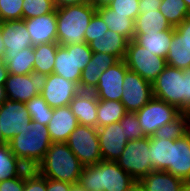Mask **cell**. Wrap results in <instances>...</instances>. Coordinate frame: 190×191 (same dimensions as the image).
I'll list each match as a JSON object with an SVG mask.
<instances>
[{
  "label": "cell",
  "instance_id": "cell-51",
  "mask_svg": "<svg viewBox=\"0 0 190 191\" xmlns=\"http://www.w3.org/2000/svg\"><path fill=\"white\" fill-rule=\"evenodd\" d=\"M4 54H5V49H4L3 40L0 34V66L5 63Z\"/></svg>",
  "mask_w": 190,
  "mask_h": 191
},
{
  "label": "cell",
  "instance_id": "cell-36",
  "mask_svg": "<svg viewBox=\"0 0 190 191\" xmlns=\"http://www.w3.org/2000/svg\"><path fill=\"white\" fill-rule=\"evenodd\" d=\"M25 107L32 121L47 125L52 118L53 109L40 94L25 102Z\"/></svg>",
  "mask_w": 190,
  "mask_h": 191
},
{
  "label": "cell",
  "instance_id": "cell-10",
  "mask_svg": "<svg viewBox=\"0 0 190 191\" xmlns=\"http://www.w3.org/2000/svg\"><path fill=\"white\" fill-rule=\"evenodd\" d=\"M143 133L150 137L162 125L172 122L182 112L175 106L153 97L139 111L135 112Z\"/></svg>",
  "mask_w": 190,
  "mask_h": 191
},
{
  "label": "cell",
  "instance_id": "cell-34",
  "mask_svg": "<svg viewBox=\"0 0 190 191\" xmlns=\"http://www.w3.org/2000/svg\"><path fill=\"white\" fill-rule=\"evenodd\" d=\"M27 169L10 150L8 143L0 146V181L20 176Z\"/></svg>",
  "mask_w": 190,
  "mask_h": 191
},
{
  "label": "cell",
  "instance_id": "cell-55",
  "mask_svg": "<svg viewBox=\"0 0 190 191\" xmlns=\"http://www.w3.org/2000/svg\"><path fill=\"white\" fill-rule=\"evenodd\" d=\"M182 191H190V181L189 182H185Z\"/></svg>",
  "mask_w": 190,
  "mask_h": 191
},
{
  "label": "cell",
  "instance_id": "cell-31",
  "mask_svg": "<svg viewBox=\"0 0 190 191\" xmlns=\"http://www.w3.org/2000/svg\"><path fill=\"white\" fill-rule=\"evenodd\" d=\"M126 113L121 101L98 99L96 128L119 122Z\"/></svg>",
  "mask_w": 190,
  "mask_h": 191
},
{
  "label": "cell",
  "instance_id": "cell-28",
  "mask_svg": "<svg viewBox=\"0 0 190 191\" xmlns=\"http://www.w3.org/2000/svg\"><path fill=\"white\" fill-rule=\"evenodd\" d=\"M4 61L8 73L25 75L34 70V47H27L16 54H4Z\"/></svg>",
  "mask_w": 190,
  "mask_h": 191
},
{
  "label": "cell",
  "instance_id": "cell-41",
  "mask_svg": "<svg viewBox=\"0 0 190 191\" xmlns=\"http://www.w3.org/2000/svg\"><path fill=\"white\" fill-rule=\"evenodd\" d=\"M109 30L102 17L95 12L84 33L85 41L89 44L92 40L102 37Z\"/></svg>",
  "mask_w": 190,
  "mask_h": 191
},
{
  "label": "cell",
  "instance_id": "cell-47",
  "mask_svg": "<svg viewBox=\"0 0 190 191\" xmlns=\"http://www.w3.org/2000/svg\"><path fill=\"white\" fill-rule=\"evenodd\" d=\"M56 8H60L68 5H78L88 3L89 0H53Z\"/></svg>",
  "mask_w": 190,
  "mask_h": 191
},
{
  "label": "cell",
  "instance_id": "cell-39",
  "mask_svg": "<svg viewBox=\"0 0 190 191\" xmlns=\"http://www.w3.org/2000/svg\"><path fill=\"white\" fill-rule=\"evenodd\" d=\"M23 0H0L2 22L22 20Z\"/></svg>",
  "mask_w": 190,
  "mask_h": 191
},
{
  "label": "cell",
  "instance_id": "cell-38",
  "mask_svg": "<svg viewBox=\"0 0 190 191\" xmlns=\"http://www.w3.org/2000/svg\"><path fill=\"white\" fill-rule=\"evenodd\" d=\"M120 124L128 141L147 137L139 125L135 112H127L120 120Z\"/></svg>",
  "mask_w": 190,
  "mask_h": 191
},
{
  "label": "cell",
  "instance_id": "cell-2",
  "mask_svg": "<svg viewBox=\"0 0 190 191\" xmlns=\"http://www.w3.org/2000/svg\"><path fill=\"white\" fill-rule=\"evenodd\" d=\"M83 167L66 143L53 142L35 170L43 177L77 184Z\"/></svg>",
  "mask_w": 190,
  "mask_h": 191
},
{
  "label": "cell",
  "instance_id": "cell-18",
  "mask_svg": "<svg viewBox=\"0 0 190 191\" xmlns=\"http://www.w3.org/2000/svg\"><path fill=\"white\" fill-rule=\"evenodd\" d=\"M33 47L57 42L56 10L50 14L24 19Z\"/></svg>",
  "mask_w": 190,
  "mask_h": 191
},
{
  "label": "cell",
  "instance_id": "cell-17",
  "mask_svg": "<svg viewBox=\"0 0 190 191\" xmlns=\"http://www.w3.org/2000/svg\"><path fill=\"white\" fill-rule=\"evenodd\" d=\"M5 54H16L27 47H33L24 20H13L0 24Z\"/></svg>",
  "mask_w": 190,
  "mask_h": 191
},
{
  "label": "cell",
  "instance_id": "cell-1",
  "mask_svg": "<svg viewBox=\"0 0 190 191\" xmlns=\"http://www.w3.org/2000/svg\"><path fill=\"white\" fill-rule=\"evenodd\" d=\"M52 143L47 125L31 121L8 145L11 152L27 168L35 169Z\"/></svg>",
  "mask_w": 190,
  "mask_h": 191
},
{
  "label": "cell",
  "instance_id": "cell-4",
  "mask_svg": "<svg viewBox=\"0 0 190 191\" xmlns=\"http://www.w3.org/2000/svg\"><path fill=\"white\" fill-rule=\"evenodd\" d=\"M134 181L116 161L102 160L84 166L78 184L86 191H127Z\"/></svg>",
  "mask_w": 190,
  "mask_h": 191
},
{
  "label": "cell",
  "instance_id": "cell-24",
  "mask_svg": "<svg viewBox=\"0 0 190 191\" xmlns=\"http://www.w3.org/2000/svg\"><path fill=\"white\" fill-rule=\"evenodd\" d=\"M174 30H165L157 33L134 34V41L146 48L154 55L166 58Z\"/></svg>",
  "mask_w": 190,
  "mask_h": 191
},
{
  "label": "cell",
  "instance_id": "cell-53",
  "mask_svg": "<svg viewBox=\"0 0 190 191\" xmlns=\"http://www.w3.org/2000/svg\"><path fill=\"white\" fill-rule=\"evenodd\" d=\"M69 191H86V190L77 183V184H72Z\"/></svg>",
  "mask_w": 190,
  "mask_h": 191
},
{
  "label": "cell",
  "instance_id": "cell-11",
  "mask_svg": "<svg viewBox=\"0 0 190 191\" xmlns=\"http://www.w3.org/2000/svg\"><path fill=\"white\" fill-rule=\"evenodd\" d=\"M46 79V74L35 70L25 75L9 73L4 85L7 98L19 102H28L40 94L46 84Z\"/></svg>",
  "mask_w": 190,
  "mask_h": 191
},
{
  "label": "cell",
  "instance_id": "cell-33",
  "mask_svg": "<svg viewBox=\"0 0 190 191\" xmlns=\"http://www.w3.org/2000/svg\"><path fill=\"white\" fill-rule=\"evenodd\" d=\"M59 44L57 42L43 43L34 47V70L46 75L53 73L55 55Z\"/></svg>",
  "mask_w": 190,
  "mask_h": 191
},
{
  "label": "cell",
  "instance_id": "cell-52",
  "mask_svg": "<svg viewBox=\"0 0 190 191\" xmlns=\"http://www.w3.org/2000/svg\"><path fill=\"white\" fill-rule=\"evenodd\" d=\"M7 99V94L4 85H0V106L4 103Z\"/></svg>",
  "mask_w": 190,
  "mask_h": 191
},
{
  "label": "cell",
  "instance_id": "cell-25",
  "mask_svg": "<svg viewBox=\"0 0 190 191\" xmlns=\"http://www.w3.org/2000/svg\"><path fill=\"white\" fill-rule=\"evenodd\" d=\"M146 191H182L185 184L180 178L166 171H152L139 180Z\"/></svg>",
  "mask_w": 190,
  "mask_h": 191
},
{
  "label": "cell",
  "instance_id": "cell-5",
  "mask_svg": "<svg viewBox=\"0 0 190 191\" xmlns=\"http://www.w3.org/2000/svg\"><path fill=\"white\" fill-rule=\"evenodd\" d=\"M95 12L89 2L56 8L57 43L62 46L86 43L84 33Z\"/></svg>",
  "mask_w": 190,
  "mask_h": 191
},
{
  "label": "cell",
  "instance_id": "cell-9",
  "mask_svg": "<svg viewBox=\"0 0 190 191\" xmlns=\"http://www.w3.org/2000/svg\"><path fill=\"white\" fill-rule=\"evenodd\" d=\"M116 162L135 180L154 171L150 161L149 137L128 141Z\"/></svg>",
  "mask_w": 190,
  "mask_h": 191
},
{
  "label": "cell",
  "instance_id": "cell-45",
  "mask_svg": "<svg viewBox=\"0 0 190 191\" xmlns=\"http://www.w3.org/2000/svg\"><path fill=\"white\" fill-rule=\"evenodd\" d=\"M72 184L46 178V191H69Z\"/></svg>",
  "mask_w": 190,
  "mask_h": 191
},
{
  "label": "cell",
  "instance_id": "cell-12",
  "mask_svg": "<svg viewBox=\"0 0 190 191\" xmlns=\"http://www.w3.org/2000/svg\"><path fill=\"white\" fill-rule=\"evenodd\" d=\"M121 103L127 112H137L153 98L152 83L128 70L123 80Z\"/></svg>",
  "mask_w": 190,
  "mask_h": 191
},
{
  "label": "cell",
  "instance_id": "cell-44",
  "mask_svg": "<svg viewBox=\"0 0 190 191\" xmlns=\"http://www.w3.org/2000/svg\"><path fill=\"white\" fill-rule=\"evenodd\" d=\"M174 30L182 36V39L190 48V15L174 27Z\"/></svg>",
  "mask_w": 190,
  "mask_h": 191
},
{
  "label": "cell",
  "instance_id": "cell-30",
  "mask_svg": "<svg viewBox=\"0 0 190 191\" xmlns=\"http://www.w3.org/2000/svg\"><path fill=\"white\" fill-rule=\"evenodd\" d=\"M151 167L155 171H166L170 166L171 140L149 137Z\"/></svg>",
  "mask_w": 190,
  "mask_h": 191
},
{
  "label": "cell",
  "instance_id": "cell-21",
  "mask_svg": "<svg viewBox=\"0 0 190 191\" xmlns=\"http://www.w3.org/2000/svg\"><path fill=\"white\" fill-rule=\"evenodd\" d=\"M76 116L72 113L69 105L53 109V115L47 124L52 142L65 143L70 133L78 126Z\"/></svg>",
  "mask_w": 190,
  "mask_h": 191
},
{
  "label": "cell",
  "instance_id": "cell-56",
  "mask_svg": "<svg viewBox=\"0 0 190 191\" xmlns=\"http://www.w3.org/2000/svg\"><path fill=\"white\" fill-rule=\"evenodd\" d=\"M190 11V0H183Z\"/></svg>",
  "mask_w": 190,
  "mask_h": 191
},
{
  "label": "cell",
  "instance_id": "cell-14",
  "mask_svg": "<svg viewBox=\"0 0 190 191\" xmlns=\"http://www.w3.org/2000/svg\"><path fill=\"white\" fill-rule=\"evenodd\" d=\"M77 83L67 80L62 76L51 73L47 75L46 84L40 95L52 108L67 106L71 100L80 92Z\"/></svg>",
  "mask_w": 190,
  "mask_h": 191
},
{
  "label": "cell",
  "instance_id": "cell-40",
  "mask_svg": "<svg viewBox=\"0 0 190 191\" xmlns=\"http://www.w3.org/2000/svg\"><path fill=\"white\" fill-rule=\"evenodd\" d=\"M115 11V14L127 15L128 18L136 20L139 13V0H113L107 5Z\"/></svg>",
  "mask_w": 190,
  "mask_h": 191
},
{
  "label": "cell",
  "instance_id": "cell-27",
  "mask_svg": "<svg viewBox=\"0 0 190 191\" xmlns=\"http://www.w3.org/2000/svg\"><path fill=\"white\" fill-rule=\"evenodd\" d=\"M165 30H174V27L159 9L146 11L136 17L134 34L157 33Z\"/></svg>",
  "mask_w": 190,
  "mask_h": 191
},
{
  "label": "cell",
  "instance_id": "cell-7",
  "mask_svg": "<svg viewBox=\"0 0 190 191\" xmlns=\"http://www.w3.org/2000/svg\"><path fill=\"white\" fill-rule=\"evenodd\" d=\"M124 61L129 70L153 83L167 66L166 59L137 44L133 39L128 42Z\"/></svg>",
  "mask_w": 190,
  "mask_h": 191
},
{
  "label": "cell",
  "instance_id": "cell-15",
  "mask_svg": "<svg viewBox=\"0 0 190 191\" xmlns=\"http://www.w3.org/2000/svg\"><path fill=\"white\" fill-rule=\"evenodd\" d=\"M128 70L124 60H119L105 70L99 78L98 85L93 90L97 99L120 101L124 76Z\"/></svg>",
  "mask_w": 190,
  "mask_h": 191
},
{
  "label": "cell",
  "instance_id": "cell-37",
  "mask_svg": "<svg viewBox=\"0 0 190 191\" xmlns=\"http://www.w3.org/2000/svg\"><path fill=\"white\" fill-rule=\"evenodd\" d=\"M56 10L53 0H23L22 19L50 14Z\"/></svg>",
  "mask_w": 190,
  "mask_h": 191
},
{
  "label": "cell",
  "instance_id": "cell-26",
  "mask_svg": "<svg viewBox=\"0 0 190 191\" xmlns=\"http://www.w3.org/2000/svg\"><path fill=\"white\" fill-rule=\"evenodd\" d=\"M96 12L111 31L124 36L128 41L134 39L135 20L128 18L127 15L115 14V11L108 6L99 7Z\"/></svg>",
  "mask_w": 190,
  "mask_h": 191
},
{
  "label": "cell",
  "instance_id": "cell-20",
  "mask_svg": "<svg viewBox=\"0 0 190 191\" xmlns=\"http://www.w3.org/2000/svg\"><path fill=\"white\" fill-rule=\"evenodd\" d=\"M118 61L119 59L111 54L93 52L91 60L81 72L80 90L93 91L101 74Z\"/></svg>",
  "mask_w": 190,
  "mask_h": 191
},
{
  "label": "cell",
  "instance_id": "cell-29",
  "mask_svg": "<svg viewBox=\"0 0 190 191\" xmlns=\"http://www.w3.org/2000/svg\"><path fill=\"white\" fill-rule=\"evenodd\" d=\"M165 59L167 65L174 68L183 70L190 67V48L175 30Z\"/></svg>",
  "mask_w": 190,
  "mask_h": 191
},
{
  "label": "cell",
  "instance_id": "cell-35",
  "mask_svg": "<svg viewBox=\"0 0 190 191\" xmlns=\"http://www.w3.org/2000/svg\"><path fill=\"white\" fill-rule=\"evenodd\" d=\"M159 11L172 27H176L190 15V11L183 0H162Z\"/></svg>",
  "mask_w": 190,
  "mask_h": 191
},
{
  "label": "cell",
  "instance_id": "cell-48",
  "mask_svg": "<svg viewBox=\"0 0 190 191\" xmlns=\"http://www.w3.org/2000/svg\"><path fill=\"white\" fill-rule=\"evenodd\" d=\"M8 70L6 68L5 63L0 66V85H5V81L7 80Z\"/></svg>",
  "mask_w": 190,
  "mask_h": 191
},
{
  "label": "cell",
  "instance_id": "cell-3",
  "mask_svg": "<svg viewBox=\"0 0 190 191\" xmlns=\"http://www.w3.org/2000/svg\"><path fill=\"white\" fill-rule=\"evenodd\" d=\"M153 97L175 106L182 113L190 111V67L166 66L152 83Z\"/></svg>",
  "mask_w": 190,
  "mask_h": 191
},
{
  "label": "cell",
  "instance_id": "cell-13",
  "mask_svg": "<svg viewBox=\"0 0 190 191\" xmlns=\"http://www.w3.org/2000/svg\"><path fill=\"white\" fill-rule=\"evenodd\" d=\"M32 121L25 102L6 99L0 106V125L4 140L8 143Z\"/></svg>",
  "mask_w": 190,
  "mask_h": 191
},
{
  "label": "cell",
  "instance_id": "cell-49",
  "mask_svg": "<svg viewBox=\"0 0 190 191\" xmlns=\"http://www.w3.org/2000/svg\"><path fill=\"white\" fill-rule=\"evenodd\" d=\"M113 0H89V3L94 7V8H99L102 6H107L110 4Z\"/></svg>",
  "mask_w": 190,
  "mask_h": 191
},
{
  "label": "cell",
  "instance_id": "cell-46",
  "mask_svg": "<svg viewBox=\"0 0 190 191\" xmlns=\"http://www.w3.org/2000/svg\"><path fill=\"white\" fill-rule=\"evenodd\" d=\"M162 0H139V13L146 11L158 10Z\"/></svg>",
  "mask_w": 190,
  "mask_h": 191
},
{
  "label": "cell",
  "instance_id": "cell-8",
  "mask_svg": "<svg viewBox=\"0 0 190 191\" xmlns=\"http://www.w3.org/2000/svg\"><path fill=\"white\" fill-rule=\"evenodd\" d=\"M65 143L83 166L94 165L103 160L95 127L78 125Z\"/></svg>",
  "mask_w": 190,
  "mask_h": 191
},
{
  "label": "cell",
  "instance_id": "cell-32",
  "mask_svg": "<svg viewBox=\"0 0 190 191\" xmlns=\"http://www.w3.org/2000/svg\"><path fill=\"white\" fill-rule=\"evenodd\" d=\"M190 132V118L188 113H181L172 122L162 125L150 138L176 140Z\"/></svg>",
  "mask_w": 190,
  "mask_h": 191
},
{
  "label": "cell",
  "instance_id": "cell-16",
  "mask_svg": "<svg viewBox=\"0 0 190 191\" xmlns=\"http://www.w3.org/2000/svg\"><path fill=\"white\" fill-rule=\"evenodd\" d=\"M97 133L103 160L116 161L128 143L120 121L97 128Z\"/></svg>",
  "mask_w": 190,
  "mask_h": 191
},
{
  "label": "cell",
  "instance_id": "cell-23",
  "mask_svg": "<svg viewBox=\"0 0 190 191\" xmlns=\"http://www.w3.org/2000/svg\"><path fill=\"white\" fill-rule=\"evenodd\" d=\"M128 42L124 36L109 29L102 37L92 40L89 48L92 52L111 54L119 60H124Z\"/></svg>",
  "mask_w": 190,
  "mask_h": 191
},
{
  "label": "cell",
  "instance_id": "cell-6",
  "mask_svg": "<svg viewBox=\"0 0 190 191\" xmlns=\"http://www.w3.org/2000/svg\"><path fill=\"white\" fill-rule=\"evenodd\" d=\"M93 55L89 44L59 45L55 55L53 73L79 85L81 72Z\"/></svg>",
  "mask_w": 190,
  "mask_h": 191
},
{
  "label": "cell",
  "instance_id": "cell-22",
  "mask_svg": "<svg viewBox=\"0 0 190 191\" xmlns=\"http://www.w3.org/2000/svg\"><path fill=\"white\" fill-rule=\"evenodd\" d=\"M79 125L96 128L98 99L93 91L81 90L69 103Z\"/></svg>",
  "mask_w": 190,
  "mask_h": 191
},
{
  "label": "cell",
  "instance_id": "cell-19",
  "mask_svg": "<svg viewBox=\"0 0 190 191\" xmlns=\"http://www.w3.org/2000/svg\"><path fill=\"white\" fill-rule=\"evenodd\" d=\"M166 172L185 182L190 181V132L171 140L170 166Z\"/></svg>",
  "mask_w": 190,
  "mask_h": 191
},
{
  "label": "cell",
  "instance_id": "cell-43",
  "mask_svg": "<svg viewBox=\"0 0 190 191\" xmlns=\"http://www.w3.org/2000/svg\"><path fill=\"white\" fill-rule=\"evenodd\" d=\"M25 185V171L17 177L0 181V191H23Z\"/></svg>",
  "mask_w": 190,
  "mask_h": 191
},
{
  "label": "cell",
  "instance_id": "cell-42",
  "mask_svg": "<svg viewBox=\"0 0 190 191\" xmlns=\"http://www.w3.org/2000/svg\"><path fill=\"white\" fill-rule=\"evenodd\" d=\"M23 191H46V177L41 176L35 169L27 168Z\"/></svg>",
  "mask_w": 190,
  "mask_h": 191
},
{
  "label": "cell",
  "instance_id": "cell-50",
  "mask_svg": "<svg viewBox=\"0 0 190 191\" xmlns=\"http://www.w3.org/2000/svg\"><path fill=\"white\" fill-rule=\"evenodd\" d=\"M127 191H146L139 180H135Z\"/></svg>",
  "mask_w": 190,
  "mask_h": 191
},
{
  "label": "cell",
  "instance_id": "cell-54",
  "mask_svg": "<svg viewBox=\"0 0 190 191\" xmlns=\"http://www.w3.org/2000/svg\"><path fill=\"white\" fill-rule=\"evenodd\" d=\"M4 144H7V142L4 140V136L2 134L1 125H0V146Z\"/></svg>",
  "mask_w": 190,
  "mask_h": 191
},
{
  "label": "cell",
  "instance_id": "cell-57",
  "mask_svg": "<svg viewBox=\"0 0 190 191\" xmlns=\"http://www.w3.org/2000/svg\"><path fill=\"white\" fill-rule=\"evenodd\" d=\"M2 23V16H1V11H0V24Z\"/></svg>",
  "mask_w": 190,
  "mask_h": 191
}]
</instances>
